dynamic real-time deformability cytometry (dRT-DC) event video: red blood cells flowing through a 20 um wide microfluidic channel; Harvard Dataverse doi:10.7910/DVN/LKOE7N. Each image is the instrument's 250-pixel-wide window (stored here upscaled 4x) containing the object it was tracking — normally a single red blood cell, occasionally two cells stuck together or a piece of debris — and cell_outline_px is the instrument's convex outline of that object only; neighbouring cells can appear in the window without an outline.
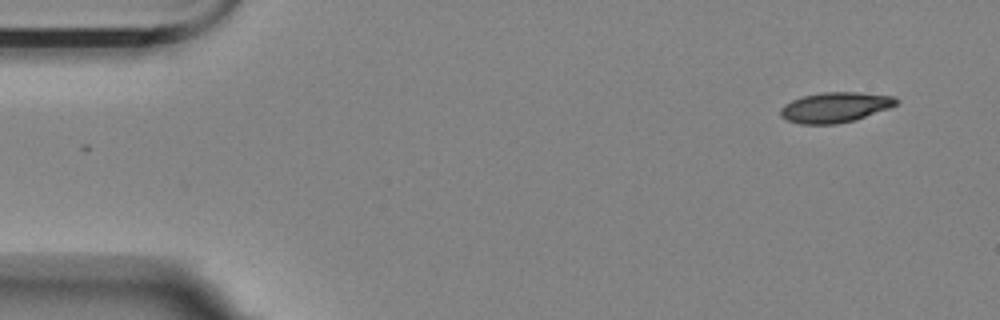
{"species": "Egyptian fruit bat (a non-hibernating species)", "species_latin": "Rousettus aegyptiacus", "temperature_condition": "room temperature", "stored_images_in_passage": 54, "camera_frame_rate_fps": 3000, "um_per_image_px": 0.085, "animal": {"sex": "female"}, "frame": {"image": 1, "passage_image": 1, "time_ms": 0.0, "image_size_px": [1000, 320], "cell_outline_px": [[900, 100], [896, 104], [888, 108], [856, 120], [836, 124], [800, 124], [788, 120], [780, 116], [780, 108], [784, 104], [792, 100], [804, 96], [824, 92], [856, 92], [896, 96]], "centroid_in_image_um": [70.99, 9.12], "position_along_channel_um": 14.0, "area_um2": 20.4}}
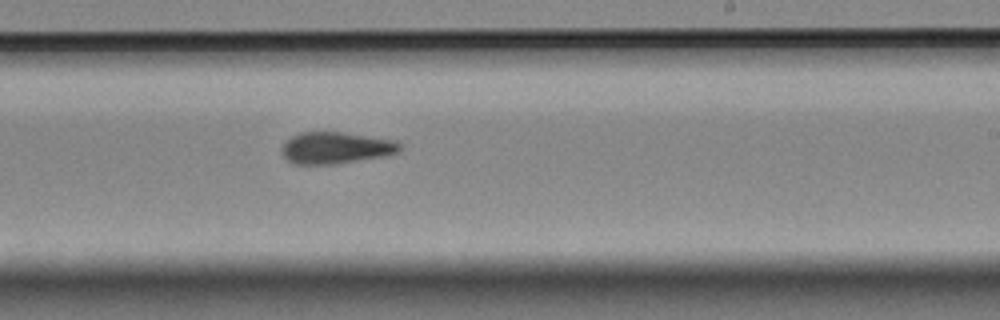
{"frame": {"image": 2, "passage_image": 31, "time_ms": 10.0, "image_size_px": [1000, 320], "cell_outline_px": [[404, 144], [396, 152], [384, 156], [336, 164], [292, 164], [280, 152], [280, 148], [292, 136], [300, 132], [344, 132], [396, 140]], "centroid_in_image_um": [28.54, 12.56], "position_along_channel_um": 260.5, "area_um2": 21.91}}
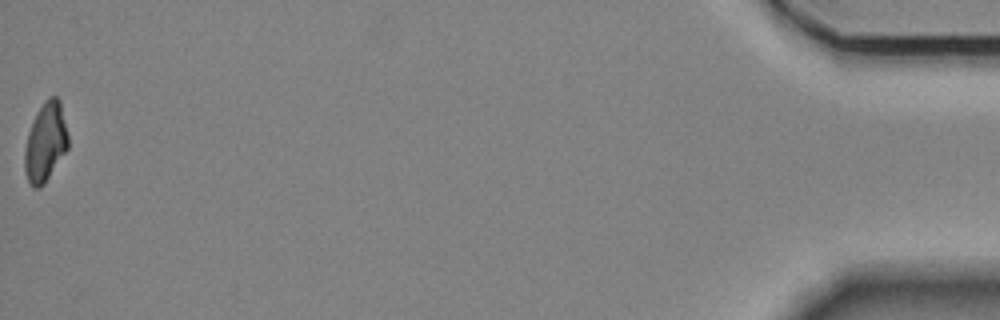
{"frame": {"image": 3, "passage_image": 54, "time_ms": 17.667, "image_size_px": [1000, 320], "cell_outline_px": [[68, 148], [44, 184], [40, 188], [32, 188], [24, 172], [24, 152], [28, 132], [36, 112], [48, 96], [56, 96], [60, 100], [68, 136]], "centroid_in_image_um": [3.85, 12.09], "position_along_channel_um": 431.3, "area_um2": 20.06}, "authors_computed_cell_mechanics": {"area_um2": 21.3282, "velocity_mm_per_s": 3.4919, "shape_relaxation_time_tau1_ms": 6.2711, "shape_relaxation_time_tau2_ms": 4.0739, "deformation_change_tau1": 0.1771, "deformation_change_tau2": 0.1192}}